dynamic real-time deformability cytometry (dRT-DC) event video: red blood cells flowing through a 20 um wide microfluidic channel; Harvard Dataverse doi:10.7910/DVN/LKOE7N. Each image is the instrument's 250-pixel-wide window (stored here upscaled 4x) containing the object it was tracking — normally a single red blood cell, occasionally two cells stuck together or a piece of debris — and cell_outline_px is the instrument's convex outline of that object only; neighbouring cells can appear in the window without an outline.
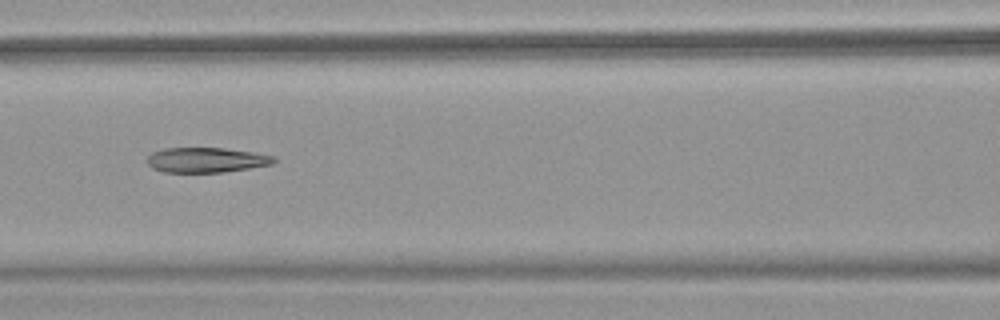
{"species": "common noctule bat (a hibernating species)", "species_latin": "Nyctalus noctula", "temperature_condition": "warm", "stored_images_in_passage": 50, "camera_frame_rate_fps": 3000, "um_per_image_px": 0.085, "animal": {"sex": "female", "body_mass_g": 18.4}, "frame": {"image": 1, "passage_image": 22, "time_ms": 7.0, "image_size_px": [1000, 320], "cell_outline_px": [[276, 160], [272, 164], [224, 172], [164, 172], [152, 168], [148, 164], [148, 156], [152, 152], [164, 148], [224, 148], [252, 152], [272, 156]], "centroid_in_image_um": [17.5, 13.6], "position_along_channel_um": 149.1, "area_um2": 18.26}, "authors_computed_cell_mechanics": {"area_um2": 20.8947, "velocity_mm_per_s": 4.0053, "shape_relaxation_time_tau1_ms": 10.2123, "shape_relaxation_time_tau2_ms": 7.0694, "deformation_change_tau1": 0.2366, "deformation_change_tau2": 0.1852}}